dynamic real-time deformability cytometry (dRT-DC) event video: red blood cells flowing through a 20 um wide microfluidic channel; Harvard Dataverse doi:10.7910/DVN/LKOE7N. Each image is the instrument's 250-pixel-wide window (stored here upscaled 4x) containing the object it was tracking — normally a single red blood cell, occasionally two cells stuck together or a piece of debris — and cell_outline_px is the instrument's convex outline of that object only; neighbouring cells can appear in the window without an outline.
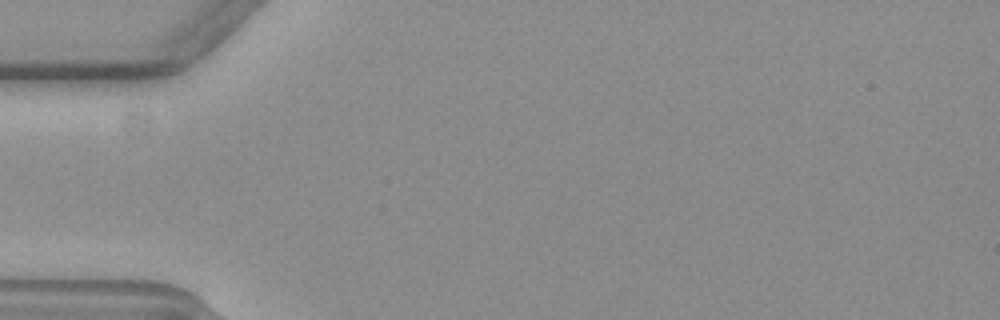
{"species": "common noctule bat (a hibernating species)", "species_latin": "Nyctalus noctula", "temperature_condition": "warm", "stored_images_in_passage": 4, "camera_frame_rate_fps": 3000, "um_per_image_px": 0.085, "animal": {"sex": "female", "body_mass_g": 19.3, "forearm_length_mm": 54.1}, "frame": {"image": 1, "passage_image": 2, "time_ms": 0.333, "image_size_px": [1000, 320], "cell_outline_px": [[288, 60], [232, 116], [220, 124], [196, 132], [200, 120], [204, 112], [280, 60], [288, 56]], "centroid_in_image_um": [20.13, 8.4], "position_along_channel_um": 64.9, "area_um2": 10.64}}